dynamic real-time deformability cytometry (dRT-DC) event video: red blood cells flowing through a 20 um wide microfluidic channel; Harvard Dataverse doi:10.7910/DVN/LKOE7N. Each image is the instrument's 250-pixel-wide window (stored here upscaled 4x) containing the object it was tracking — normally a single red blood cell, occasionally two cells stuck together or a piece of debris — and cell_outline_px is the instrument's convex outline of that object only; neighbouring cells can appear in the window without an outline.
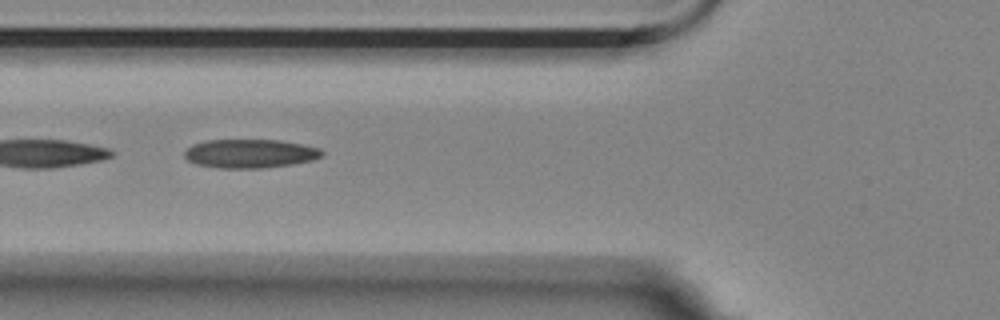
{"species": "Egyptian fruit bat (a non-hibernating species)", "species_latin": "Rousettus aegyptiacus", "temperature_condition": "room temperature", "stored_images_in_passage": 17, "camera_frame_rate_fps": 3000, "um_per_image_px": 0.085, "animal": {"sex": "female"}, "frame": {"image": 1, "passage_image": 9, "time_ms": 2.667, "image_size_px": [1000, 320], "cell_outline_px": [[324, 152], [320, 156], [312, 160], [292, 164], [260, 168], [220, 168], [196, 164], [188, 160], [184, 156], [184, 152], [192, 144], [204, 140], [280, 140], [320, 148]], "centroid_in_image_um": [21.22, 13.05], "position_along_channel_um": 104.6, "area_um2": 22.95}}
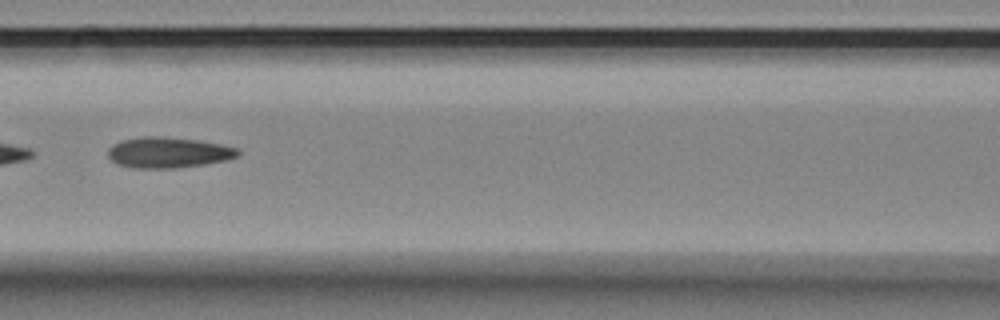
{"frame": {"image": 2, "passage_image": 13, "time_ms": 4.0, "image_size_px": [1000, 320], "cell_outline_px": [[240, 152], [236, 156], [228, 160], [204, 164], [176, 168], [132, 168], [116, 164], [108, 156], [108, 148], [112, 144], [120, 140], [144, 136], [160, 136], [196, 140], [220, 144], [240, 148]], "centroid_in_image_um": [14.28, 12.96], "position_along_channel_um": 152.3, "area_um2": 23.41}}